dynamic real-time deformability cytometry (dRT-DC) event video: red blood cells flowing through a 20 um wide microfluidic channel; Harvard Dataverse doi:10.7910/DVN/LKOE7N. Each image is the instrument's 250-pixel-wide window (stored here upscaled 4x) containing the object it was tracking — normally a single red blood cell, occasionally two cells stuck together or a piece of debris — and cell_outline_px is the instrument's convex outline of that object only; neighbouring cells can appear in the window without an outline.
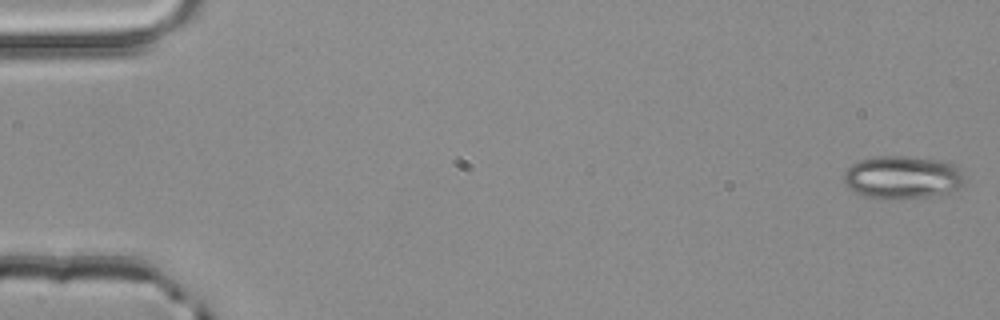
{"species": "common noctule bat (a hibernating species)", "species_latin": "Nyctalus noctula", "temperature_condition": "room temperature", "stored_images_in_passage": 52, "camera_frame_rate_fps": 3000, "um_per_image_px": 0.085, "animal": {"sex": "male", "body_mass_g": 20.4}, "frame": {"image": 1, "passage_image": 1, "time_ms": 0.0, "image_size_px": [1000, 320], "cell_outline_px": [[968, 180], [960, 188], [952, 192], [940, 196], [864, 196], [848, 188], [844, 180], [844, 172], [852, 164], [860, 160], [880, 156], [908, 156], [940, 160], [952, 164]], "centroid_in_image_um": [76.77, 15.04], "position_along_channel_um": 8.2, "area_um2": 29.65}}
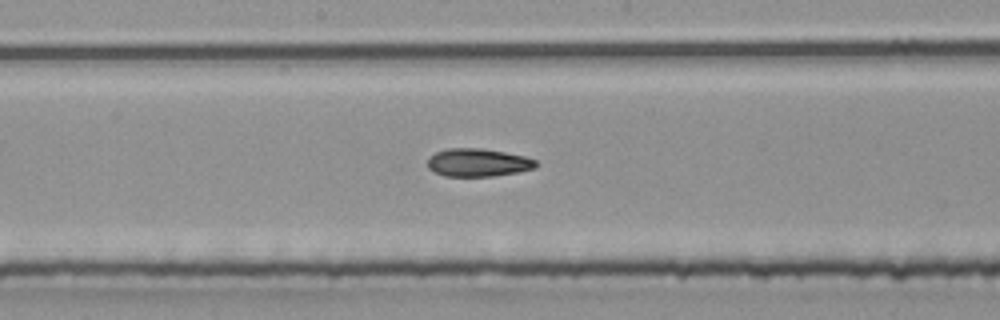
{"frame": {"image": 2, "passage_image": 28, "time_ms": 9.0, "image_size_px": [1000, 320], "cell_outline_px": [[536, 168], [516, 172], [492, 176], [444, 176], [428, 168], [428, 156], [436, 152], [448, 148], [480, 148], [504, 152], [524, 156], [536, 160]], "centroid_in_image_um": [40.6, 13.81], "position_along_channel_um": 207.6, "area_um2": 17.57}}
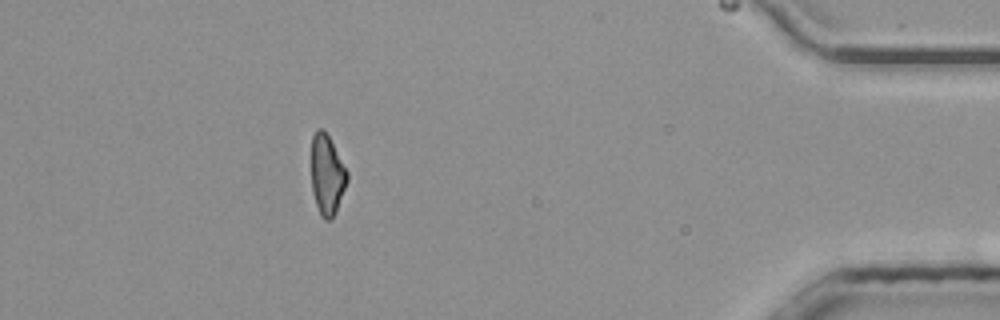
{"frame": {"image": 3, "passage_image": 47, "time_ms": 15.333, "image_size_px": [1000, 320], "cell_outline_px": [[348, 180], [336, 212], [332, 220], [324, 220], [320, 216], [312, 192], [312, 136], [316, 128], [324, 128], [348, 172]], "centroid_in_image_um": [27.8, 14.87], "position_along_channel_um": 407.4, "area_um2": 16.82}, "authors_computed_cell_mechanics": {"area_um2": 18.0336, "velocity_mm_per_s": 4.0118, "shape_relaxation_time_tau1_ms": 6.3101, "shape_relaxation_time_tau2_ms": 2.7682, "deformation_change_tau1": 0.1697, "deformation_change_tau2": 0.0967}}